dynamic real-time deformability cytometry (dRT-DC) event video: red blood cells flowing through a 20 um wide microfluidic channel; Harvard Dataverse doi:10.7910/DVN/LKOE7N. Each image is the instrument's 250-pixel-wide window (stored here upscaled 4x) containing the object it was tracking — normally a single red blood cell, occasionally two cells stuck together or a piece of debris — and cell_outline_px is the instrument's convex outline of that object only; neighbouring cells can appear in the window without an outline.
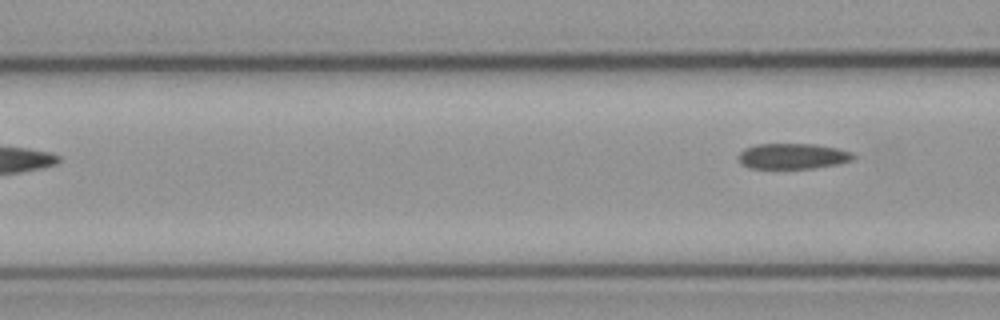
{"species": "common noctule bat (a hibernating species)", "species_latin": "Nyctalus noctula", "temperature_condition": "cold", "stored_images_in_passage": 6, "camera_frame_rate_fps": 3000, "um_per_image_px": 0.085, "animal": {"sex": "male", "body_mass_g": 23.1, "forearm_length_mm": 52.7}, "frame": {"image": 1, "passage_image": 6, "time_ms": 1.667, "image_size_px": [1000, 320], "cell_outline_px": [[856, 156], [852, 160], [840, 164], [812, 168], [752, 168], [740, 164], [736, 156], [744, 148], [756, 144], [816, 144], [836, 148], [852, 152]], "centroid_in_image_um": [67.36, 13.27], "position_along_channel_um": 99.2, "area_um2": 17.28}}